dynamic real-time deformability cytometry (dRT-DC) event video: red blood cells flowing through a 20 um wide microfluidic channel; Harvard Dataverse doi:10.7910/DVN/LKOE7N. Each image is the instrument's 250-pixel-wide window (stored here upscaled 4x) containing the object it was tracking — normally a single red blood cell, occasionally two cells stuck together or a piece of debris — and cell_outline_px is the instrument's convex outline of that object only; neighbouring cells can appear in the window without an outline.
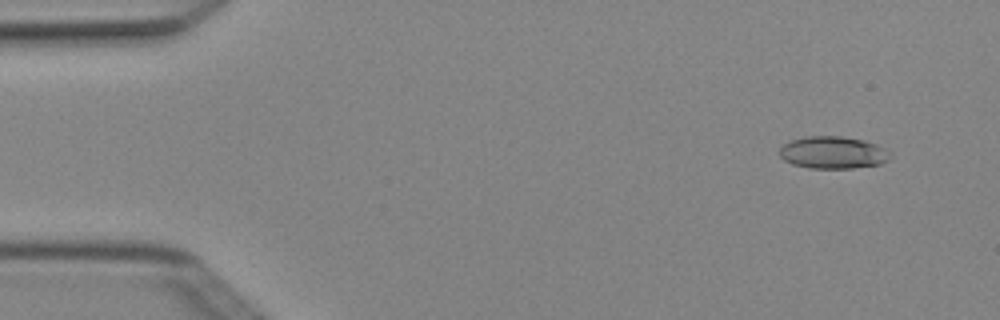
{"species": "Egyptian fruit bat (a non-hibernating species)", "species_latin": "Rousettus aegyptiacus", "temperature_condition": "cold", "stored_images_in_passage": 4, "camera_frame_rate_fps": 3000, "um_per_image_px": 0.085, "animal": {"sex": "female"}, "frame": {"image": 1, "passage_image": 1, "time_ms": 0.0, "image_size_px": [1000, 320], "cell_outline_px": [[892, 156], [888, 160], [880, 164], [852, 168], [808, 168], [792, 164], [784, 160], [780, 156], [780, 148], [788, 140], [804, 136], [840, 136], [864, 140], [876, 144], [884, 148]], "centroid_in_image_um": [70.78, 12.96], "position_along_channel_um": 14.2, "area_um2": 20.92}}
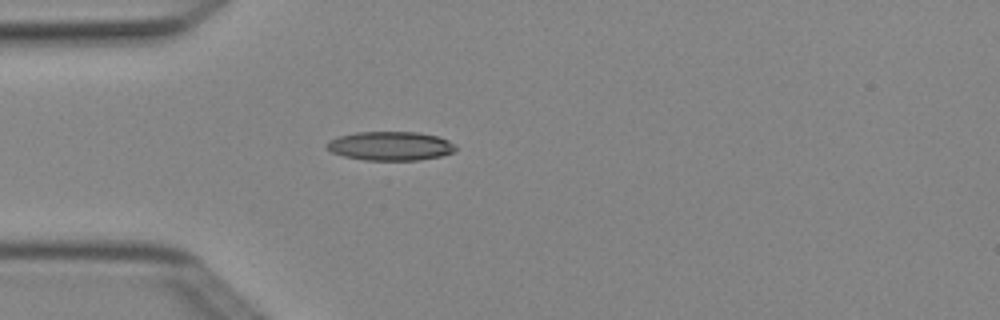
{"frame": {"image": 2, "passage_image": 4, "time_ms": 1.0, "image_size_px": [1000, 320], "cell_outline_px": [[456, 148], [452, 152], [440, 156], [416, 160], [364, 160], [344, 156], [332, 152], [324, 144], [328, 140], [340, 136], [356, 132], [420, 132], [440, 136], [456, 144]], "centroid_in_image_um": [33.19, 12.4], "position_along_channel_um": 51.8, "area_um2": 21.79}}